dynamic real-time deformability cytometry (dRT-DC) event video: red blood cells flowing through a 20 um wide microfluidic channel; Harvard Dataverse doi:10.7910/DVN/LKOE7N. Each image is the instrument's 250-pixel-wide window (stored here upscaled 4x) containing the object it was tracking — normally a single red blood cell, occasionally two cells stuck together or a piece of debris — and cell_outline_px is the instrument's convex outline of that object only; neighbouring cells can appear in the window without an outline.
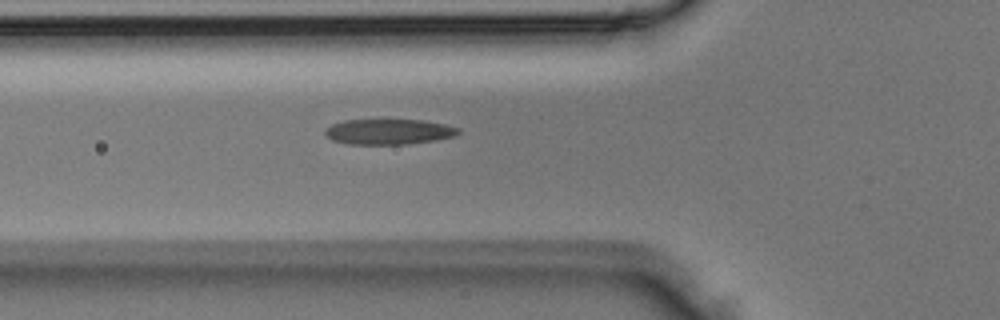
{"species": "Egyptian fruit bat (a non-hibernating species)", "species_latin": "Rousettus aegyptiacus", "temperature_condition": "room temperature", "stored_images_in_passage": 2, "camera_frame_rate_fps": 3000, "um_per_image_px": 0.085, "animal": {"sex": "male"}, "frame": {"image": 1, "passage_image": 2, "time_ms": 0.333, "image_size_px": [1000, 320], "cell_outline_px": [[460, 132], [456, 136], [436, 140], [408, 144], [348, 144], [332, 140], [324, 132], [324, 128], [332, 124], [344, 120], [420, 120], [444, 124], [460, 128]], "centroid_in_image_um": [33.05, 11.2], "position_along_channel_um": 92.8, "area_um2": 19.77}}